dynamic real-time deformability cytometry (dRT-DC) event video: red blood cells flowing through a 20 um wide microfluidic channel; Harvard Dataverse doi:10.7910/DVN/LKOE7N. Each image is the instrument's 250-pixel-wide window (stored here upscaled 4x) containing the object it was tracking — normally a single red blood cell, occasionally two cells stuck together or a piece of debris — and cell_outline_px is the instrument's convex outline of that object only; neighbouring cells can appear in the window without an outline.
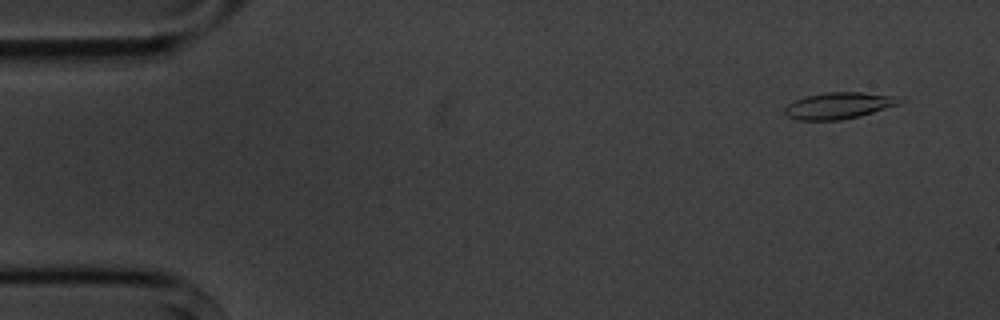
{"species": "common noctule bat (a hibernating species)", "species_latin": "Nyctalus noctula", "temperature_condition": "cold", "stored_images_in_passage": 5, "camera_frame_rate_fps": 3000, "um_per_image_px": 0.085, "animal": {"sex": "male", "body_mass_g": 20.1, "forearm_length_mm": 53.5}, "frame": {"image": 1, "passage_image": 1, "time_ms": 0.0, "image_size_px": [1000, 320], "cell_outline_px": [[904, 100], [900, 104], [860, 116], [840, 120], [800, 120], [788, 116], [784, 112], [784, 108], [788, 104], [804, 96], [824, 92], [860, 92], [900, 96]], "centroid_in_image_um": [71.33, 8.96], "position_along_channel_um": 13.7, "area_um2": 17.86}}